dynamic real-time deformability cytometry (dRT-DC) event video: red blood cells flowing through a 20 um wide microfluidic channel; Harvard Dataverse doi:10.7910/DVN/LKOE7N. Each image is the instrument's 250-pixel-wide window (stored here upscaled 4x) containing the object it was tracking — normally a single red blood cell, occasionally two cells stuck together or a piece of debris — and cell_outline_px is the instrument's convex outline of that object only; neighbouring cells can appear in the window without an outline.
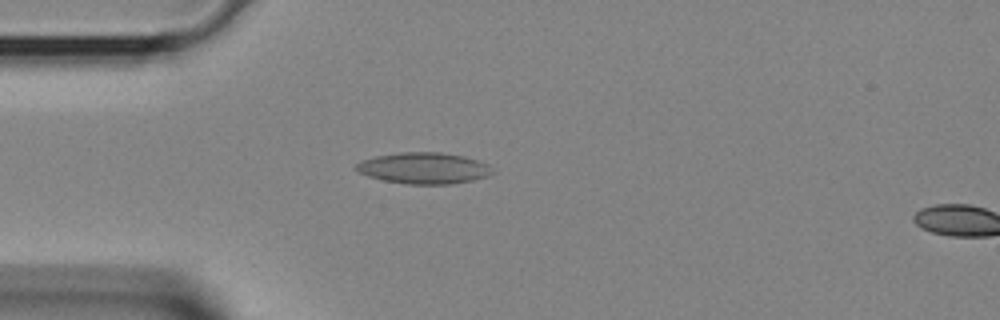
{"species": "Egyptian fruit bat (a non-hibernating species)", "species_latin": "Rousettus aegyptiacus", "temperature_condition": "room temperature", "stored_images_in_passage": 12, "camera_frame_rate_fps": 3000, "um_per_image_px": 0.085, "animal": {"sex": "female"}, "frame": {"image": 1, "passage_image": 10, "time_ms": 3.0, "image_size_px": [1000, 320], "cell_outline_px": [[496, 172], [488, 176], [472, 180], [448, 184], [408, 184], [384, 180], [368, 176], [352, 168], [360, 160], [376, 156], [400, 152], [440, 152], [464, 156], [488, 164]], "centroid_in_image_um": [36.02, 14.28], "position_along_channel_um": 49.0, "area_um2": 24.85}}